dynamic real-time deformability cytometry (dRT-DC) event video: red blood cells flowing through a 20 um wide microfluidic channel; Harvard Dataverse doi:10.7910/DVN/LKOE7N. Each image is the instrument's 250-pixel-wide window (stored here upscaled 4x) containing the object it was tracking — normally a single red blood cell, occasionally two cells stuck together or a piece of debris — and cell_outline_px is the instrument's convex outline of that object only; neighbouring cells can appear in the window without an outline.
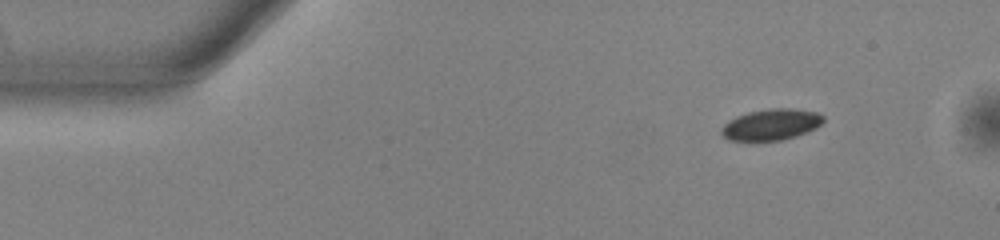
{"species": "common noctule bat (a hibernating species)", "species_latin": "Nyctalus noctula", "temperature_condition": "warm", "stored_images_in_passage": 47, "camera_frame_rate_fps": 3000, "um_per_image_px": 0.085, "animal": {"sex": "male", "body_mass_g": 13.0, "forearm_length_mm": 53.1}, "frame": {"image": 1, "passage_image": 1, "time_ms": 0.0, "image_size_px": [1000, 240], "cell_outline_px": [[824, 120], [816, 128], [796, 136], [780, 140], [728, 140], [720, 132], [720, 128], [728, 120], [736, 116], [748, 112], [768, 108], [788, 108], [816, 112], [824, 116]], "centroid_in_image_um": [65.52, 10.58], "position_along_channel_um": 19.5, "area_um2": 18.44}}
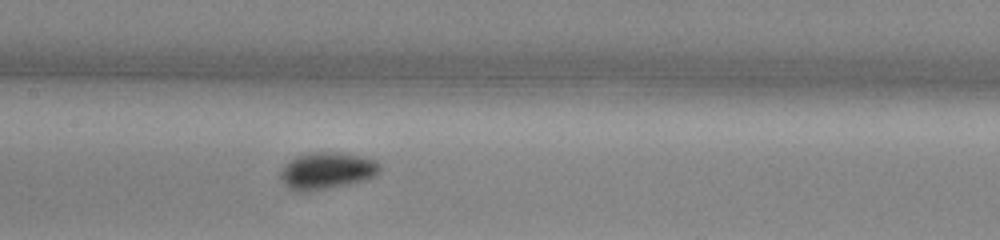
{"frame": {"image": 2, "passage_image": 20, "time_ms": 6.333, "image_size_px": [1000, 240], "cell_outline_px": [[380, 172], [376, 176], [368, 180], [308, 192], [296, 192], [288, 188], [284, 184], [280, 176], [280, 172], [284, 164], [296, 156], [312, 152], [340, 152], [360, 156], [376, 160], [380, 164]], "centroid_in_image_um": [27.79, 14.52], "position_along_channel_um": 179.6, "area_um2": 21.68}}
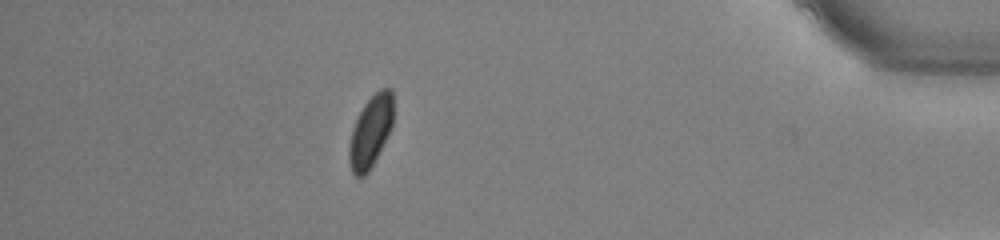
{"frame": {"image": 3, "passage_image": 41, "time_ms": 13.333, "image_size_px": [1000, 240], "cell_outline_px": [[392, 124], [368, 172], [364, 176], [356, 176], [352, 172], [348, 160], [348, 148], [352, 128], [364, 104], [380, 88], [392, 88]], "centroid_in_image_um": [31.46, 11.17], "position_along_channel_um": 403.7, "area_um2": 17.92}, "authors_computed_cell_mechanics": {"area_um2": 19.1318, "velocity_mm_per_s": 3.9124, "shape_relaxation_time_tau1_ms": 2.0792, "shape_relaxation_time_tau2_ms": null, "deformation_change_tau1": 0.0437, "deformation_change_tau2": null}}